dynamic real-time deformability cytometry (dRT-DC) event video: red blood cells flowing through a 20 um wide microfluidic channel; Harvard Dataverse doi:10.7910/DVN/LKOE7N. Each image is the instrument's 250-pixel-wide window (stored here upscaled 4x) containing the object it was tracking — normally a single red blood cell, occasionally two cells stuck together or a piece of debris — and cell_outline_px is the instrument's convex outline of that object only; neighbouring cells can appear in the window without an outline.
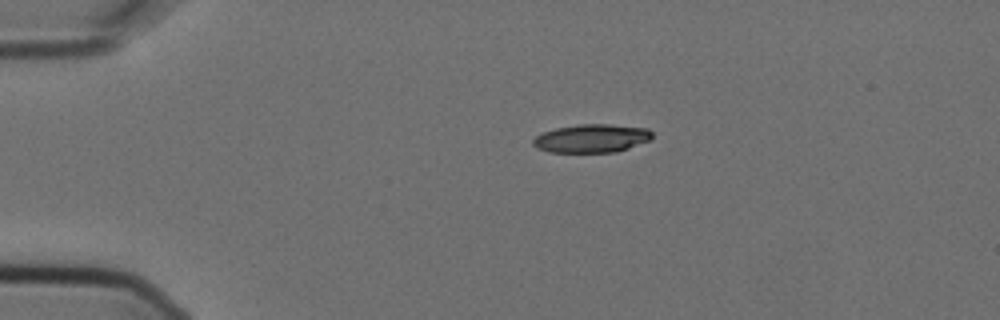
{"species": "Egyptian fruit bat (a non-hibernating species)", "species_latin": "Rousettus aegyptiacus", "temperature_condition": "cold", "stored_images_in_passage": 2, "camera_frame_rate_fps": 3000, "um_per_image_px": 0.085, "animal": {"sex": "female"}, "frame": {"image": 1, "passage_image": 1, "time_ms": 0.0, "image_size_px": [1000, 320], "cell_outline_px": [[652, 140], [616, 152], [548, 152], [536, 148], [532, 144], [532, 140], [536, 136], [544, 132], [556, 128], [580, 124], [608, 124], [648, 128], [652, 132]], "centroid_in_image_um": [50.3, 11.76], "position_along_channel_um": 34.7, "area_um2": 19.77}}